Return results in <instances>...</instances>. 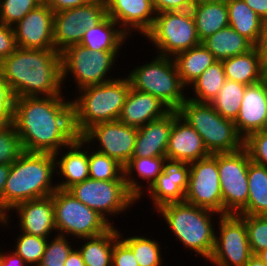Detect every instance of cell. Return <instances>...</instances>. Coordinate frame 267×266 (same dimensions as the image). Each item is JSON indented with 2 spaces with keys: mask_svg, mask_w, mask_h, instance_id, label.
Returning a JSON list of instances; mask_svg holds the SVG:
<instances>
[{
  "mask_svg": "<svg viewBox=\"0 0 267 266\" xmlns=\"http://www.w3.org/2000/svg\"><path fill=\"white\" fill-rule=\"evenodd\" d=\"M24 152L13 124L0 127V164L11 165Z\"/></svg>",
  "mask_w": 267,
  "mask_h": 266,
  "instance_id": "b9f144b4",
  "label": "cell"
},
{
  "mask_svg": "<svg viewBox=\"0 0 267 266\" xmlns=\"http://www.w3.org/2000/svg\"><path fill=\"white\" fill-rule=\"evenodd\" d=\"M256 255L259 257V259H260L262 262H264V263L267 265V248L261 250V251L258 252Z\"/></svg>",
  "mask_w": 267,
  "mask_h": 266,
  "instance_id": "6f0895ef",
  "label": "cell"
},
{
  "mask_svg": "<svg viewBox=\"0 0 267 266\" xmlns=\"http://www.w3.org/2000/svg\"><path fill=\"white\" fill-rule=\"evenodd\" d=\"M11 165L0 164V218H3V192Z\"/></svg>",
  "mask_w": 267,
  "mask_h": 266,
  "instance_id": "f5cc1de1",
  "label": "cell"
},
{
  "mask_svg": "<svg viewBox=\"0 0 267 266\" xmlns=\"http://www.w3.org/2000/svg\"><path fill=\"white\" fill-rule=\"evenodd\" d=\"M177 111L201 136L210 154L235 152L244 147L234 121L221 116L210 103L187 98Z\"/></svg>",
  "mask_w": 267,
  "mask_h": 266,
  "instance_id": "8992f818",
  "label": "cell"
},
{
  "mask_svg": "<svg viewBox=\"0 0 267 266\" xmlns=\"http://www.w3.org/2000/svg\"><path fill=\"white\" fill-rule=\"evenodd\" d=\"M209 155L201 136L174 111L166 158L191 163Z\"/></svg>",
  "mask_w": 267,
  "mask_h": 266,
  "instance_id": "44dd1931",
  "label": "cell"
},
{
  "mask_svg": "<svg viewBox=\"0 0 267 266\" xmlns=\"http://www.w3.org/2000/svg\"><path fill=\"white\" fill-rule=\"evenodd\" d=\"M165 160L166 157L131 158L124 166V179L126 186L129 192L137 200H140L142 195H147L146 193H143V187H147L146 190H148V188H150L157 180V177L164 170ZM139 178H141V180L143 179V182L146 181L147 183L145 184H147V186H144L141 181L138 183Z\"/></svg>",
  "mask_w": 267,
  "mask_h": 266,
  "instance_id": "4316f807",
  "label": "cell"
},
{
  "mask_svg": "<svg viewBox=\"0 0 267 266\" xmlns=\"http://www.w3.org/2000/svg\"><path fill=\"white\" fill-rule=\"evenodd\" d=\"M189 163L167 159L164 170L146 192L154 209L171 202H183L188 187Z\"/></svg>",
  "mask_w": 267,
  "mask_h": 266,
  "instance_id": "d6986e66",
  "label": "cell"
},
{
  "mask_svg": "<svg viewBox=\"0 0 267 266\" xmlns=\"http://www.w3.org/2000/svg\"><path fill=\"white\" fill-rule=\"evenodd\" d=\"M130 88L126 76L77 90L79 96L72 101L76 135L81 136L94 124L118 120Z\"/></svg>",
  "mask_w": 267,
  "mask_h": 266,
  "instance_id": "5b68a950",
  "label": "cell"
},
{
  "mask_svg": "<svg viewBox=\"0 0 267 266\" xmlns=\"http://www.w3.org/2000/svg\"><path fill=\"white\" fill-rule=\"evenodd\" d=\"M85 147L88 148L86 151ZM66 148L68 150L65 154L62 149L54 154L56 173L65 179L57 182V188L62 190L89 178V144L77 136Z\"/></svg>",
  "mask_w": 267,
  "mask_h": 266,
  "instance_id": "603a6c76",
  "label": "cell"
},
{
  "mask_svg": "<svg viewBox=\"0 0 267 266\" xmlns=\"http://www.w3.org/2000/svg\"><path fill=\"white\" fill-rule=\"evenodd\" d=\"M15 100L11 86L0 75V127L13 124Z\"/></svg>",
  "mask_w": 267,
  "mask_h": 266,
  "instance_id": "f6af8a7d",
  "label": "cell"
},
{
  "mask_svg": "<svg viewBox=\"0 0 267 266\" xmlns=\"http://www.w3.org/2000/svg\"><path fill=\"white\" fill-rule=\"evenodd\" d=\"M226 80L222 61H215L210 65L189 87L193 89L192 97H187L196 102L211 103L218 95Z\"/></svg>",
  "mask_w": 267,
  "mask_h": 266,
  "instance_id": "e575fe53",
  "label": "cell"
},
{
  "mask_svg": "<svg viewBox=\"0 0 267 266\" xmlns=\"http://www.w3.org/2000/svg\"><path fill=\"white\" fill-rule=\"evenodd\" d=\"M247 228L253 255L267 248V216L239 215Z\"/></svg>",
  "mask_w": 267,
  "mask_h": 266,
  "instance_id": "7bdbcfd3",
  "label": "cell"
},
{
  "mask_svg": "<svg viewBox=\"0 0 267 266\" xmlns=\"http://www.w3.org/2000/svg\"><path fill=\"white\" fill-rule=\"evenodd\" d=\"M119 51H94L80 44L70 45L61 52L62 82L72 74L77 90L102 84L115 78L107 76L113 71Z\"/></svg>",
  "mask_w": 267,
  "mask_h": 266,
  "instance_id": "9c48e42d",
  "label": "cell"
},
{
  "mask_svg": "<svg viewBox=\"0 0 267 266\" xmlns=\"http://www.w3.org/2000/svg\"><path fill=\"white\" fill-rule=\"evenodd\" d=\"M67 191L84 205L98 212L112 226L115 223L110 222L111 216L123 214L138 201L129 192L125 180L104 181L87 178L72 185Z\"/></svg>",
  "mask_w": 267,
  "mask_h": 266,
  "instance_id": "8fae6325",
  "label": "cell"
},
{
  "mask_svg": "<svg viewBox=\"0 0 267 266\" xmlns=\"http://www.w3.org/2000/svg\"><path fill=\"white\" fill-rule=\"evenodd\" d=\"M120 232L119 237L131 248L139 266H163L162 247L158 241L140 234L123 238Z\"/></svg>",
  "mask_w": 267,
  "mask_h": 266,
  "instance_id": "8d00e7d4",
  "label": "cell"
},
{
  "mask_svg": "<svg viewBox=\"0 0 267 266\" xmlns=\"http://www.w3.org/2000/svg\"><path fill=\"white\" fill-rule=\"evenodd\" d=\"M92 1L93 0H42V3L51 8L55 13L86 5Z\"/></svg>",
  "mask_w": 267,
  "mask_h": 266,
  "instance_id": "681fc988",
  "label": "cell"
},
{
  "mask_svg": "<svg viewBox=\"0 0 267 266\" xmlns=\"http://www.w3.org/2000/svg\"><path fill=\"white\" fill-rule=\"evenodd\" d=\"M170 111L157 97L130 88L118 120L125 125L140 128L151 121L163 118Z\"/></svg>",
  "mask_w": 267,
  "mask_h": 266,
  "instance_id": "cb8c5ba5",
  "label": "cell"
},
{
  "mask_svg": "<svg viewBox=\"0 0 267 266\" xmlns=\"http://www.w3.org/2000/svg\"><path fill=\"white\" fill-rule=\"evenodd\" d=\"M262 19L267 18V0H243Z\"/></svg>",
  "mask_w": 267,
  "mask_h": 266,
  "instance_id": "816d5d0a",
  "label": "cell"
},
{
  "mask_svg": "<svg viewBox=\"0 0 267 266\" xmlns=\"http://www.w3.org/2000/svg\"><path fill=\"white\" fill-rule=\"evenodd\" d=\"M64 266H85V263L83 261V257L80 253V251L78 250V248L73 249L67 260L65 261Z\"/></svg>",
  "mask_w": 267,
  "mask_h": 266,
  "instance_id": "db71d44e",
  "label": "cell"
},
{
  "mask_svg": "<svg viewBox=\"0 0 267 266\" xmlns=\"http://www.w3.org/2000/svg\"><path fill=\"white\" fill-rule=\"evenodd\" d=\"M48 239L21 232L16 238L13 251L23 258L27 266H38L44 254Z\"/></svg>",
  "mask_w": 267,
  "mask_h": 266,
  "instance_id": "f35d334b",
  "label": "cell"
},
{
  "mask_svg": "<svg viewBox=\"0 0 267 266\" xmlns=\"http://www.w3.org/2000/svg\"><path fill=\"white\" fill-rule=\"evenodd\" d=\"M217 220L219 233H215V245L208 261L216 266H244L253 256L245 221L235 214L221 215Z\"/></svg>",
  "mask_w": 267,
  "mask_h": 266,
  "instance_id": "5bb4252c",
  "label": "cell"
},
{
  "mask_svg": "<svg viewBox=\"0 0 267 266\" xmlns=\"http://www.w3.org/2000/svg\"><path fill=\"white\" fill-rule=\"evenodd\" d=\"M137 133L138 128L115 120L94 124L80 137L88 144L97 141L100 145H96V151L115 159L124 167L132 158Z\"/></svg>",
  "mask_w": 267,
  "mask_h": 266,
  "instance_id": "2e32d148",
  "label": "cell"
},
{
  "mask_svg": "<svg viewBox=\"0 0 267 266\" xmlns=\"http://www.w3.org/2000/svg\"><path fill=\"white\" fill-rule=\"evenodd\" d=\"M164 217V221L173 232L176 240L183 246L207 261L215 245L214 214H220L201 208L185 201L166 203L155 209Z\"/></svg>",
  "mask_w": 267,
  "mask_h": 266,
  "instance_id": "277c9868",
  "label": "cell"
},
{
  "mask_svg": "<svg viewBox=\"0 0 267 266\" xmlns=\"http://www.w3.org/2000/svg\"><path fill=\"white\" fill-rule=\"evenodd\" d=\"M229 26L257 46L263 20L243 0H226Z\"/></svg>",
  "mask_w": 267,
  "mask_h": 266,
  "instance_id": "1f68e13d",
  "label": "cell"
},
{
  "mask_svg": "<svg viewBox=\"0 0 267 266\" xmlns=\"http://www.w3.org/2000/svg\"><path fill=\"white\" fill-rule=\"evenodd\" d=\"M250 162V155L245 147L235 152L217 153L222 191V215H237L247 205Z\"/></svg>",
  "mask_w": 267,
  "mask_h": 266,
  "instance_id": "7c38bea8",
  "label": "cell"
},
{
  "mask_svg": "<svg viewBox=\"0 0 267 266\" xmlns=\"http://www.w3.org/2000/svg\"><path fill=\"white\" fill-rule=\"evenodd\" d=\"M89 178L94 180H125L124 167L115 159L89 146ZM95 150V151H94Z\"/></svg>",
  "mask_w": 267,
  "mask_h": 266,
  "instance_id": "74e56055",
  "label": "cell"
},
{
  "mask_svg": "<svg viewBox=\"0 0 267 266\" xmlns=\"http://www.w3.org/2000/svg\"><path fill=\"white\" fill-rule=\"evenodd\" d=\"M246 86L226 79L218 95L210 104L221 116L234 121L239 113Z\"/></svg>",
  "mask_w": 267,
  "mask_h": 266,
  "instance_id": "d590c367",
  "label": "cell"
},
{
  "mask_svg": "<svg viewBox=\"0 0 267 266\" xmlns=\"http://www.w3.org/2000/svg\"><path fill=\"white\" fill-rule=\"evenodd\" d=\"M145 38L158 50L156 54L167 57H174L201 43L190 10L156 13Z\"/></svg>",
  "mask_w": 267,
  "mask_h": 266,
  "instance_id": "30bf717a",
  "label": "cell"
},
{
  "mask_svg": "<svg viewBox=\"0 0 267 266\" xmlns=\"http://www.w3.org/2000/svg\"><path fill=\"white\" fill-rule=\"evenodd\" d=\"M119 238V230L114 225L103 234L81 238L84 244L78 250L85 266H111L113 246Z\"/></svg>",
  "mask_w": 267,
  "mask_h": 266,
  "instance_id": "d6a6232c",
  "label": "cell"
},
{
  "mask_svg": "<svg viewBox=\"0 0 267 266\" xmlns=\"http://www.w3.org/2000/svg\"><path fill=\"white\" fill-rule=\"evenodd\" d=\"M111 266H139L131 248L121 238L114 243Z\"/></svg>",
  "mask_w": 267,
  "mask_h": 266,
  "instance_id": "bcb514c9",
  "label": "cell"
},
{
  "mask_svg": "<svg viewBox=\"0 0 267 266\" xmlns=\"http://www.w3.org/2000/svg\"><path fill=\"white\" fill-rule=\"evenodd\" d=\"M0 250V266H25L23 258L17 255L14 251L12 253L10 250L8 252H1Z\"/></svg>",
  "mask_w": 267,
  "mask_h": 266,
  "instance_id": "f907efd6",
  "label": "cell"
},
{
  "mask_svg": "<svg viewBox=\"0 0 267 266\" xmlns=\"http://www.w3.org/2000/svg\"><path fill=\"white\" fill-rule=\"evenodd\" d=\"M67 236L55 234L48 238L44 254L38 266H64L73 246ZM51 239V240H49ZM51 241V242H50Z\"/></svg>",
  "mask_w": 267,
  "mask_h": 266,
  "instance_id": "60d3db41",
  "label": "cell"
},
{
  "mask_svg": "<svg viewBox=\"0 0 267 266\" xmlns=\"http://www.w3.org/2000/svg\"><path fill=\"white\" fill-rule=\"evenodd\" d=\"M42 0H0V23L13 27Z\"/></svg>",
  "mask_w": 267,
  "mask_h": 266,
  "instance_id": "ab89813d",
  "label": "cell"
},
{
  "mask_svg": "<svg viewBox=\"0 0 267 266\" xmlns=\"http://www.w3.org/2000/svg\"><path fill=\"white\" fill-rule=\"evenodd\" d=\"M264 79L267 80V50L263 52Z\"/></svg>",
  "mask_w": 267,
  "mask_h": 266,
  "instance_id": "680465c9",
  "label": "cell"
},
{
  "mask_svg": "<svg viewBox=\"0 0 267 266\" xmlns=\"http://www.w3.org/2000/svg\"><path fill=\"white\" fill-rule=\"evenodd\" d=\"M55 228L59 235L81 238L107 232L112 225L98 212L77 200L67 190L57 189L53 194Z\"/></svg>",
  "mask_w": 267,
  "mask_h": 266,
  "instance_id": "ba28073f",
  "label": "cell"
},
{
  "mask_svg": "<svg viewBox=\"0 0 267 266\" xmlns=\"http://www.w3.org/2000/svg\"><path fill=\"white\" fill-rule=\"evenodd\" d=\"M17 48L14 29L0 23V63Z\"/></svg>",
  "mask_w": 267,
  "mask_h": 266,
  "instance_id": "7dc6e473",
  "label": "cell"
},
{
  "mask_svg": "<svg viewBox=\"0 0 267 266\" xmlns=\"http://www.w3.org/2000/svg\"><path fill=\"white\" fill-rule=\"evenodd\" d=\"M244 147L252 162L267 167V129L250 134L244 140Z\"/></svg>",
  "mask_w": 267,
  "mask_h": 266,
  "instance_id": "ee69618b",
  "label": "cell"
},
{
  "mask_svg": "<svg viewBox=\"0 0 267 266\" xmlns=\"http://www.w3.org/2000/svg\"><path fill=\"white\" fill-rule=\"evenodd\" d=\"M257 47L260 48L263 52L267 50V18L263 20L261 37Z\"/></svg>",
  "mask_w": 267,
  "mask_h": 266,
  "instance_id": "11a10c76",
  "label": "cell"
},
{
  "mask_svg": "<svg viewBox=\"0 0 267 266\" xmlns=\"http://www.w3.org/2000/svg\"><path fill=\"white\" fill-rule=\"evenodd\" d=\"M107 15L129 36H145L152 28L156 12L152 0H105Z\"/></svg>",
  "mask_w": 267,
  "mask_h": 266,
  "instance_id": "ac0fdd59",
  "label": "cell"
},
{
  "mask_svg": "<svg viewBox=\"0 0 267 266\" xmlns=\"http://www.w3.org/2000/svg\"><path fill=\"white\" fill-rule=\"evenodd\" d=\"M127 78L131 88L157 97L171 111H177L188 97L173 57L157 54L152 61L130 70Z\"/></svg>",
  "mask_w": 267,
  "mask_h": 266,
  "instance_id": "52a82bcc",
  "label": "cell"
},
{
  "mask_svg": "<svg viewBox=\"0 0 267 266\" xmlns=\"http://www.w3.org/2000/svg\"><path fill=\"white\" fill-rule=\"evenodd\" d=\"M190 11L201 43L218 30L229 26L226 0L194 4Z\"/></svg>",
  "mask_w": 267,
  "mask_h": 266,
  "instance_id": "f1b7e54d",
  "label": "cell"
},
{
  "mask_svg": "<svg viewBox=\"0 0 267 266\" xmlns=\"http://www.w3.org/2000/svg\"><path fill=\"white\" fill-rule=\"evenodd\" d=\"M221 1H224V0H194V4L221 2Z\"/></svg>",
  "mask_w": 267,
  "mask_h": 266,
  "instance_id": "91938a15",
  "label": "cell"
},
{
  "mask_svg": "<svg viewBox=\"0 0 267 266\" xmlns=\"http://www.w3.org/2000/svg\"><path fill=\"white\" fill-rule=\"evenodd\" d=\"M107 16L105 0L92 2L54 13V48L62 52L70 45L79 44L84 31L99 24Z\"/></svg>",
  "mask_w": 267,
  "mask_h": 266,
  "instance_id": "4fadbf2b",
  "label": "cell"
},
{
  "mask_svg": "<svg viewBox=\"0 0 267 266\" xmlns=\"http://www.w3.org/2000/svg\"><path fill=\"white\" fill-rule=\"evenodd\" d=\"M202 43L217 61L245 54L255 47L230 26L218 30Z\"/></svg>",
  "mask_w": 267,
  "mask_h": 266,
  "instance_id": "f546056e",
  "label": "cell"
},
{
  "mask_svg": "<svg viewBox=\"0 0 267 266\" xmlns=\"http://www.w3.org/2000/svg\"><path fill=\"white\" fill-rule=\"evenodd\" d=\"M173 60L181 81L186 87L217 61L203 43L178 53Z\"/></svg>",
  "mask_w": 267,
  "mask_h": 266,
  "instance_id": "4dcf8cb0",
  "label": "cell"
},
{
  "mask_svg": "<svg viewBox=\"0 0 267 266\" xmlns=\"http://www.w3.org/2000/svg\"><path fill=\"white\" fill-rule=\"evenodd\" d=\"M12 210L17 212L21 232L47 239L55 234L53 194L19 203Z\"/></svg>",
  "mask_w": 267,
  "mask_h": 266,
  "instance_id": "7402d4cb",
  "label": "cell"
},
{
  "mask_svg": "<svg viewBox=\"0 0 267 266\" xmlns=\"http://www.w3.org/2000/svg\"><path fill=\"white\" fill-rule=\"evenodd\" d=\"M54 12L45 4L31 10L13 26L18 48L55 49L53 38Z\"/></svg>",
  "mask_w": 267,
  "mask_h": 266,
  "instance_id": "e0dca14e",
  "label": "cell"
},
{
  "mask_svg": "<svg viewBox=\"0 0 267 266\" xmlns=\"http://www.w3.org/2000/svg\"><path fill=\"white\" fill-rule=\"evenodd\" d=\"M156 13L186 11L194 5V0H152Z\"/></svg>",
  "mask_w": 267,
  "mask_h": 266,
  "instance_id": "c3c4849f",
  "label": "cell"
},
{
  "mask_svg": "<svg viewBox=\"0 0 267 266\" xmlns=\"http://www.w3.org/2000/svg\"><path fill=\"white\" fill-rule=\"evenodd\" d=\"M247 205L237 215L267 216V167L250 162Z\"/></svg>",
  "mask_w": 267,
  "mask_h": 266,
  "instance_id": "836d02e7",
  "label": "cell"
},
{
  "mask_svg": "<svg viewBox=\"0 0 267 266\" xmlns=\"http://www.w3.org/2000/svg\"><path fill=\"white\" fill-rule=\"evenodd\" d=\"M128 37L120 26L107 15L99 24L84 31V36L79 44L94 51H120L124 42L127 43Z\"/></svg>",
  "mask_w": 267,
  "mask_h": 266,
  "instance_id": "83f0119b",
  "label": "cell"
},
{
  "mask_svg": "<svg viewBox=\"0 0 267 266\" xmlns=\"http://www.w3.org/2000/svg\"><path fill=\"white\" fill-rule=\"evenodd\" d=\"M234 123L244 140L254 132L267 129V80L246 86Z\"/></svg>",
  "mask_w": 267,
  "mask_h": 266,
  "instance_id": "ffe728a7",
  "label": "cell"
},
{
  "mask_svg": "<svg viewBox=\"0 0 267 266\" xmlns=\"http://www.w3.org/2000/svg\"><path fill=\"white\" fill-rule=\"evenodd\" d=\"M13 125L26 152L55 154L77 137L72 100L63 95L17 97Z\"/></svg>",
  "mask_w": 267,
  "mask_h": 266,
  "instance_id": "6da1fadb",
  "label": "cell"
},
{
  "mask_svg": "<svg viewBox=\"0 0 267 266\" xmlns=\"http://www.w3.org/2000/svg\"><path fill=\"white\" fill-rule=\"evenodd\" d=\"M226 79L245 85L264 79L263 51L255 46L245 54L222 60Z\"/></svg>",
  "mask_w": 267,
  "mask_h": 266,
  "instance_id": "484cf974",
  "label": "cell"
},
{
  "mask_svg": "<svg viewBox=\"0 0 267 266\" xmlns=\"http://www.w3.org/2000/svg\"><path fill=\"white\" fill-rule=\"evenodd\" d=\"M0 75L16 98L64 95L61 53L55 49L17 47L0 63Z\"/></svg>",
  "mask_w": 267,
  "mask_h": 266,
  "instance_id": "7a4b0ae2",
  "label": "cell"
},
{
  "mask_svg": "<svg viewBox=\"0 0 267 266\" xmlns=\"http://www.w3.org/2000/svg\"><path fill=\"white\" fill-rule=\"evenodd\" d=\"M174 122V111L163 118L138 128L132 158L166 157V149Z\"/></svg>",
  "mask_w": 267,
  "mask_h": 266,
  "instance_id": "d4e9b609",
  "label": "cell"
},
{
  "mask_svg": "<svg viewBox=\"0 0 267 266\" xmlns=\"http://www.w3.org/2000/svg\"><path fill=\"white\" fill-rule=\"evenodd\" d=\"M56 174L54 154L24 151L11 164L3 192V218L0 224L8 225L9 212L19 203L51 196L58 189L53 183Z\"/></svg>",
  "mask_w": 267,
  "mask_h": 266,
  "instance_id": "3957f363",
  "label": "cell"
},
{
  "mask_svg": "<svg viewBox=\"0 0 267 266\" xmlns=\"http://www.w3.org/2000/svg\"><path fill=\"white\" fill-rule=\"evenodd\" d=\"M185 202L222 215V191L217 153L189 163Z\"/></svg>",
  "mask_w": 267,
  "mask_h": 266,
  "instance_id": "9a60e30c",
  "label": "cell"
},
{
  "mask_svg": "<svg viewBox=\"0 0 267 266\" xmlns=\"http://www.w3.org/2000/svg\"><path fill=\"white\" fill-rule=\"evenodd\" d=\"M244 266H267L257 255H253Z\"/></svg>",
  "mask_w": 267,
  "mask_h": 266,
  "instance_id": "9f6ffc18",
  "label": "cell"
}]
</instances>
